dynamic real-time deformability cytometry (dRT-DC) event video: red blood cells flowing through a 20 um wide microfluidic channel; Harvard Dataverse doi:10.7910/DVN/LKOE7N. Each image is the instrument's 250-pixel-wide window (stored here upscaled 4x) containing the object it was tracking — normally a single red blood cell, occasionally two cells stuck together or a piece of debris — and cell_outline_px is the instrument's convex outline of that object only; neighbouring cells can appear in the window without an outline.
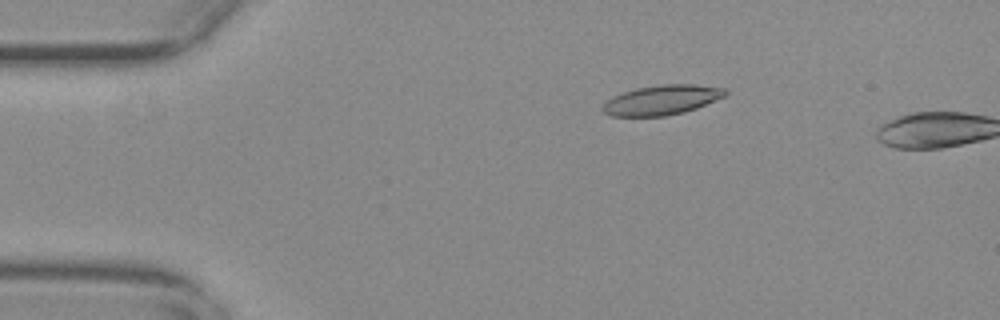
{"species": "common noctule bat (a hibernating species)", "species_latin": "Nyctalus noctula", "temperature_condition": "warm", "stored_images_in_passage": 12, "camera_frame_rate_fps": 3000, "um_per_image_px": 0.085, "animal": {"sex": "female", "body_mass_g": 29.2, "forearm_length_mm": 56.3}, "frame": {"image": 1, "passage_image": 10, "time_ms": 3.0, "image_size_px": [1000, 320], "cell_outline_px": [[728, 92], [724, 96], [696, 108], [684, 112], [664, 116], [612, 116], [604, 112], [600, 108], [612, 96], [636, 88], [660, 84], [696, 84], [728, 88]], "centroid_in_image_um": [56.27, 8.48], "position_along_channel_um": 28.7, "area_um2": 21.27}}